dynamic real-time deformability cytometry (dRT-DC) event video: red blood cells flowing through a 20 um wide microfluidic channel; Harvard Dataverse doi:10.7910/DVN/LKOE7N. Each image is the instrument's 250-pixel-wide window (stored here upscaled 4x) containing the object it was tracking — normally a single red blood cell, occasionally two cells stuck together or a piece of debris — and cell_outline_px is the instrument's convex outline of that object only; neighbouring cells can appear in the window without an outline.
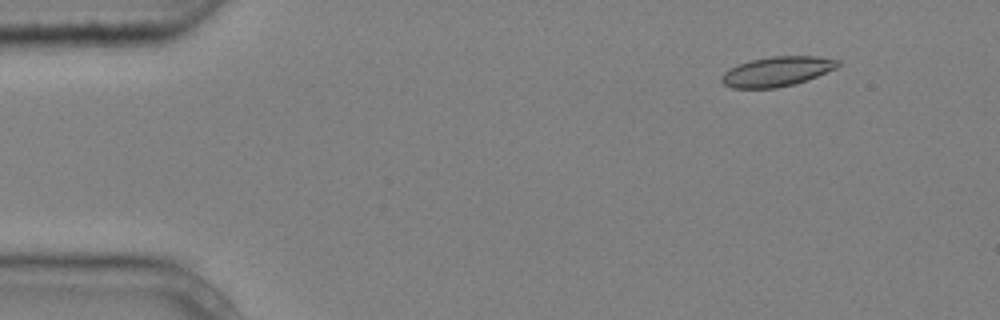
{"species": "common noctule bat (a hibernating species)", "species_latin": "Nyctalus noctula", "temperature_condition": "cold", "stored_images_in_passage": 6, "camera_frame_rate_fps": 3000, "um_per_image_px": 0.085, "animal": {"sex": "male", "body_mass_g": 20.4}, "frame": {"image": 1, "passage_image": 1, "time_ms": 0.0, "image_size_px": [1000, 320], "cell_outline_px": [[840, 64], [836, 68], [816, 76], [792, 84], [776, 88], [732, 88], [724, 84], [720, 80], [720, 76], [728, 68], [736, 64], [752, 60], [772, 56], [816, 56], [840, 60]], "centroid_in_image_um": [65.99, 6.07], "position_along_channel_um": 19.0, "area_um2": 20.06}}
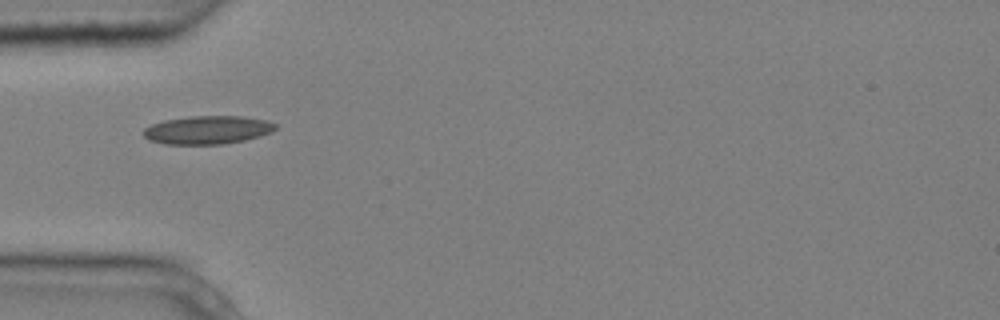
{"frame": {"image": 2, "passage_image": 4, "time_ms": 1.0, "image_size_px": [1000, 320], "cell_outline_px": [[276, 128], [272, 132], [260, 136], [244, 140], [220, 144], [164, 144], [148, 140], [144, 136], [144, 128], [152, 124], [164, 120], [192, 116], [240, 116], [264, 120], [276, 124]], "centroid_in_image_um": [17.62, 11.04], "position_along_channel_um": 67.4, "area_um2": 21.62}}
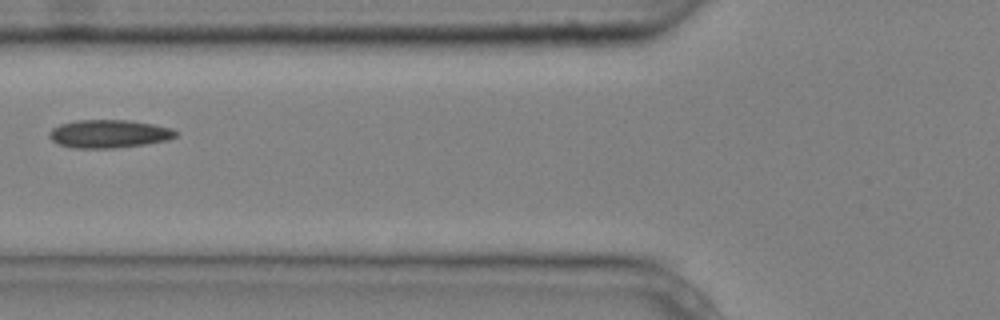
{"frame": {"image": 3, "passage_image": 5, "time_ms": 1.333, "image_size_px": [1000, 320], "cell_outline_px": [[176, 136], [168, 140], [144, 144], [116, 148], [72, 148], [60, 144], [52, 140], [48, 136], [48, 132], [52, 128], [60, 124], [76, 120], [128, 120], [152, 124], [172, 128], [176, 132]], "centroid_in_image_um": [9.23, 11.37], "position_along_channel_um": 116.6, "area_um2": 20.69}}